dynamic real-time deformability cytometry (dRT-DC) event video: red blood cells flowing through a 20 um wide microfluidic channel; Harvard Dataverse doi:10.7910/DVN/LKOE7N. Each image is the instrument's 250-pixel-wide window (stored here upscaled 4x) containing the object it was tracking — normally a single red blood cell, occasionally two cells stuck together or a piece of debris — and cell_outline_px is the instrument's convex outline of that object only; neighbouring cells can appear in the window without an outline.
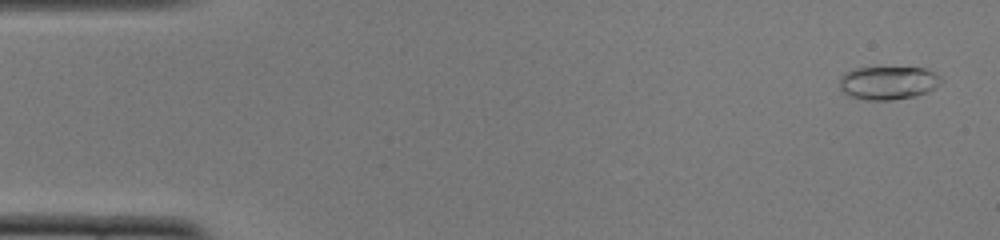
{"species": "common noctule bat (a hibernating species)", "species_latin": "Nyctalus noctula", "temperature_condition": "cold", "stored_images_in_passage": 51, "camera_frame_rate_fps": 3000, "um_per_image_px": 0.085, "animal": {"sex": "female", "body_mass_g": 22.0, "forearm_length_mm": 56.7}, "frame": {"image": 1, "passage_image": 2, "time_ms": 0.333, "image_size_px": [1000, 240], "cell_outline_px": [[944, 80], [936, 88], [928, 92], [916, 96], [892, 100], [868, 100], [848, 96], [840, 88], [840, 76], [844, 72], [856, 68], [924, 68], [940, 76]], "centroid_in_image_um": [75.5, 7.05], "position_along_channel_um": 9.5, "area_um2": 19.83}}
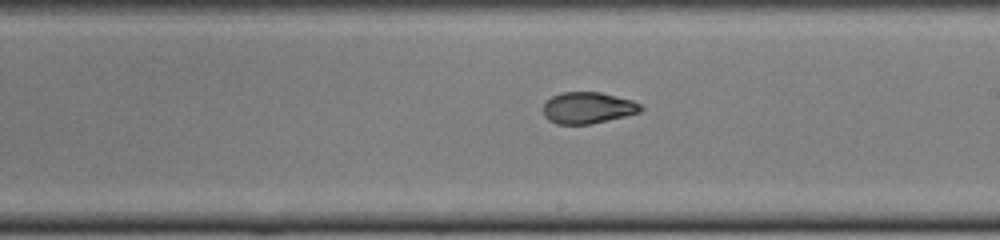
{"frame": {"image": 2, "passage_image": 29, "time_ms": 9.333, "image_size_px": [1000, 240], "cell_outline_px": [[644, 108], [640, 112], [592, 124], [556, 124], [548, 120], [544, 116], [544, 100], [552, 96], [564, 92], [600, 92], [632, 100], [640, 104]], "centroid_in_image_um": [49.94, 9.16], "position_along_channel_um": 239.1, "area_um2": 17.92}}
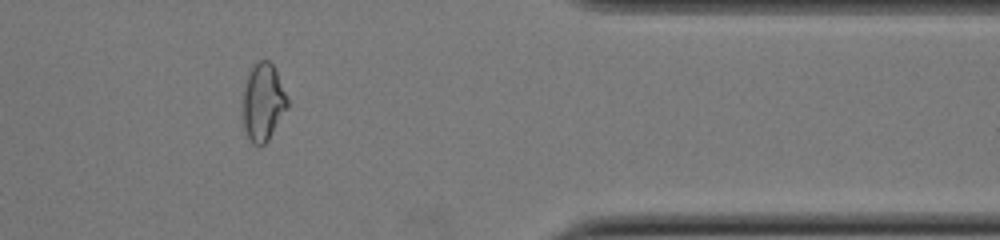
{"frame": {"image": 3, "passage_image": 42, "time_ms": 13.667, "image_size_px": [1000, 240], "cell_outline_px": [[288, 108], [268, 140], [264, 144], [252, 144], [244, 128], [244, 88], [248, 72], [252, 64], [260, 60], [268, 60], [272, 64], [276, 72], [288, 100]], "centroid_in_image_um": [22.36, 8.67], "position_along_channel_um": 389.0, "area_um2": 19.83}, "authors_computed_cell_mechanics": {"area_um2": 19.1318, "velocity_mm_per_s": 3.9263, "shape_relaxation_time_tau1_ms": 7.0888, "shape_relaxation_time_tau2_ms": 1.9136, "deformation_change_tau1": 0.1979, "deformation_change_tau2": 0.0673}}